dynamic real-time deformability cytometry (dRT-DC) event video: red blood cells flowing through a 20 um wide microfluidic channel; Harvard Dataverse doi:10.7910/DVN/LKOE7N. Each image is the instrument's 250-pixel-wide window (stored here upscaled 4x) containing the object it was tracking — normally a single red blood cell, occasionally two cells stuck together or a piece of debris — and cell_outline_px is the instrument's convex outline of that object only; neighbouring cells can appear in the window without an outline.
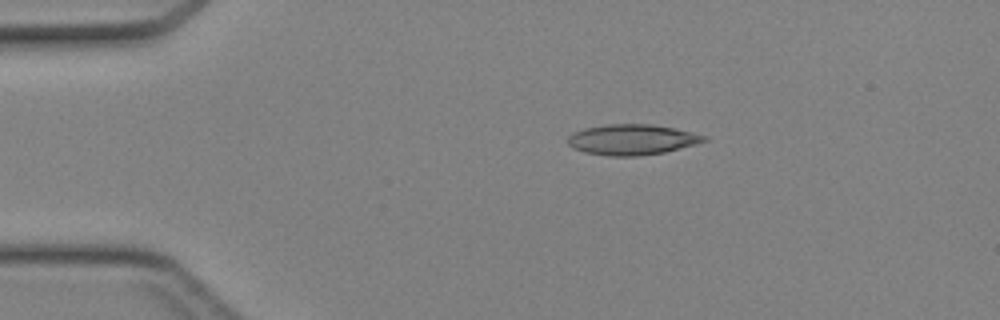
{"species": "Egyptian fruit bat (a non-hibernating species)", "species_latin": "Rousettus aegyptiacus", "temperature_condition": "cold", "stored_images_in_passage": 3, "camera_frame_rate_fps": 3000, "um_per_image_px": 0.085, "animal": {"sex": "female"}, "frame": {"image": 1, "passage_image": 1, "time_ms": 0.0, "image_size_px": [1000, 320], "cell_outline_px": [[708, 140], [696, 144], [664, 152], [636, 156], [608, 156], [584, 152], [572, 148], [568, 144], [568, 136], [572, 132], [584, 128], [608, 124], [652, 124], [692, 132], [708, 136]], "centroid_in_image_um": [53.7, 11.86], "position_along_channel_um": 31.3, "area_um2": 24.28}}
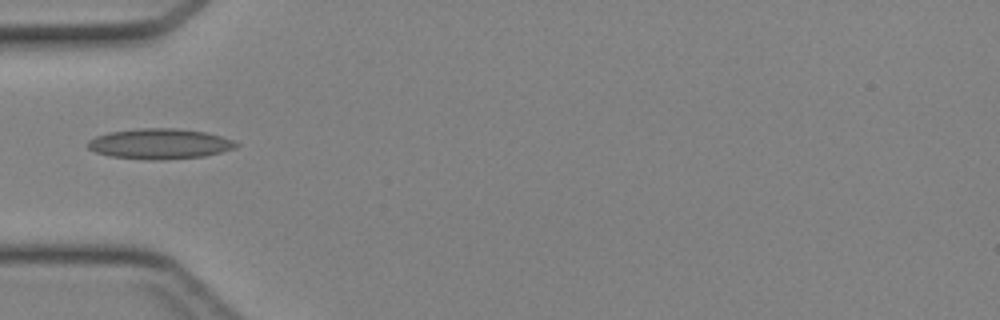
{"frame": {"image": 2, "passage_image": 2, "time_ms": 0.333, "image_size_px": [1000, 320], "cell_outline_px": [[240, 144], [236, 148], [204, 156], [160, 160], [144, 160], [108, 156], [96, 152], [88, 148], [88, 140], [96, 136], [108, 132], [140, 128], [176, 128], [204, 132], [220, 136], [232, 140]], "centroid_in_image_um": [13.55, 12.23], "position_along_channel_um": 71.5, "area_um2": 26.3}}
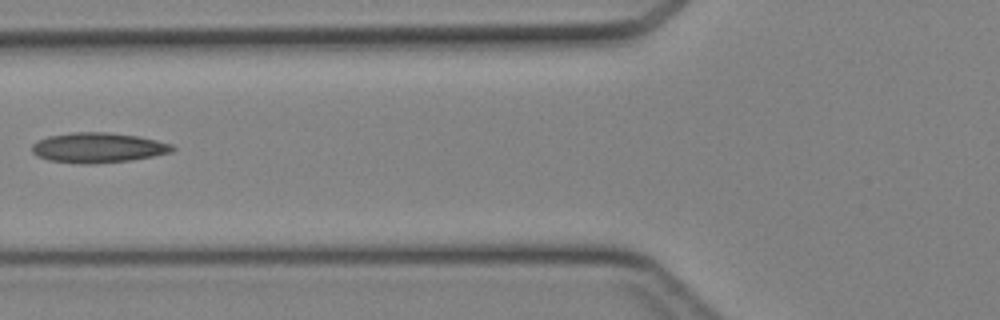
{"frame": {"image": 3, "passage_image": 3, "time_ms": 0.667, "image_size_px": [1000, 320], "cell_outline_px": [[176, 148], [172, 152], [152, 156], [128, 160], [92, 164], [84, 164], [48, 160], [36, 156], [32, 152], [32, 144], [36, 140], [48, 136], [72, 132], [108, 132], [136, 136], [156, 140], [172, 144]], "centroid_in_image_um": [8.29, 12.55], "position_along_channel_um": 117.5, "area_um2": 24.57}}